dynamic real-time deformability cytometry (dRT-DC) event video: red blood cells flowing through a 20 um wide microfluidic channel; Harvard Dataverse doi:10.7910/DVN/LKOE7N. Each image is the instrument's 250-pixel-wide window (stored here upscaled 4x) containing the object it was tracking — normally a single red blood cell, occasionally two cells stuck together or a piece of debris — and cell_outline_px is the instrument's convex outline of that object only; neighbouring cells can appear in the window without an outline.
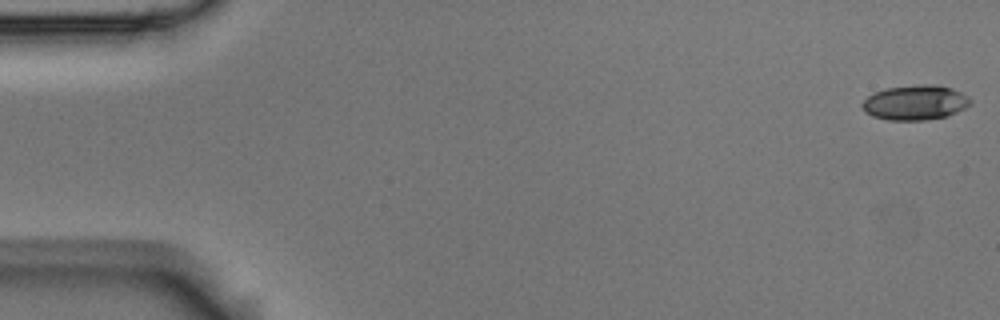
{"species": "Egyptian fruit bat (a non-hibernating species)", "species_latin": "Rousettus aegyptiacus", "temperature_condition": "room temperature", "stored_images_in_passage": 52, "camera_frame_rate_fps": 3000, "um_per_image_px": 0.085, "animal": {"sex": "male"}, "frame": {"image": 1, "passage_image": 1, "time_ms": 0.0, "image_size_px": [1000, 320], "cell_outline_px": [[972, 104], [956, 112], [944, 116], [928, 120], [888, 120], [872, 116], [864, 112], [860, 104], [872, 92], [884, 88], [916, 84], [936, 84], [952, 88], [968, 96], [972, 100]], "centroid_in_image_um": [77.76, 8.7], "position_along_channel_um": 7.2, "area_um2": 22.31}}
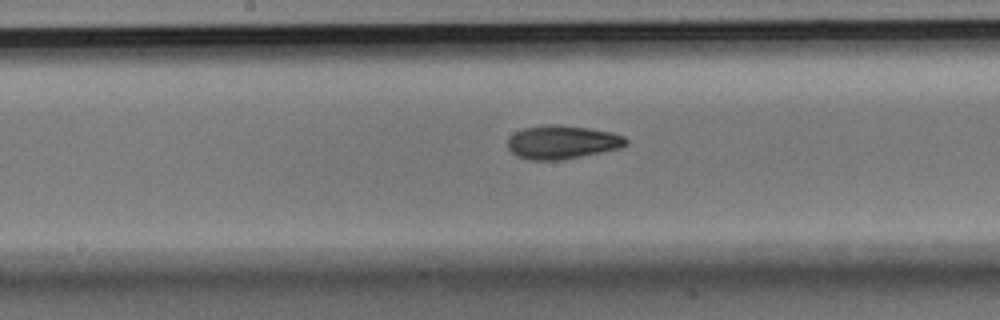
{"frame": {"image": 2, "passage_image": 28, "time_ms": 9.0, "image_size_px": [1000, 320], "cell_outline_px": [[628, 144], [620, 148], [560, 160], [528, 160], [516, 156], [508, 148], [508, 136], [524, 128], [548, 124], [560, 124], [588, 128], [612, 132], [624, 136], [628, 140]], "centroid_in_image_um": [47.77, 12.08], "position_along_channel_um": 200.4, "area_um2": 23.18}}
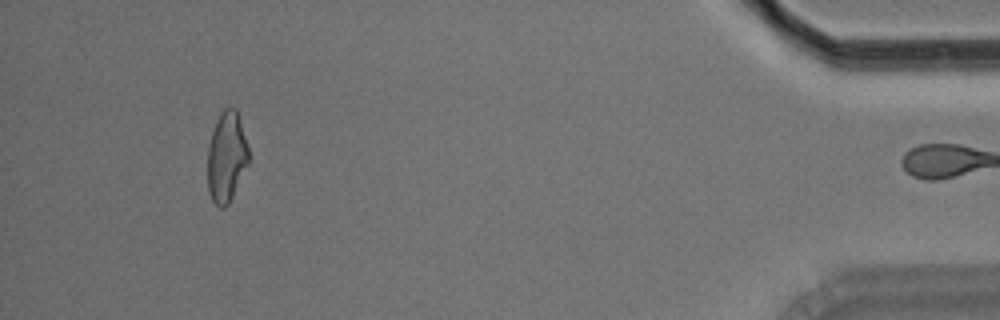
{"frame": {"image": 3, "passage_image": 51, "time_ms": 16.667, "image_size_px": [1000, 320], "cell_outline_px": [[248, 164], [228, 204], [224, 208], [220, 208], [212, 200], [208, 192], [208, 148], [212, 132], [216, 120], [220, 112], [224, 108], [236, 108], [240, 120], [248, 148]], "centroid_in_image_um": [19.24, 13.34], "position_along_channel_um": 416.0, "area_um2": 21.39}, "authors_computed_cell_mechanics": {"area_um2": 22.2241, "velocity_mm_per_s": 3.6983, "shape_relaxation_time_tau1_ms": 5.9943, "shape_relaxation_time_tau2_ms": 3.4087, "deformation_change_tau1": 0.1601, "deformation_change_tau2": 0.1022}}